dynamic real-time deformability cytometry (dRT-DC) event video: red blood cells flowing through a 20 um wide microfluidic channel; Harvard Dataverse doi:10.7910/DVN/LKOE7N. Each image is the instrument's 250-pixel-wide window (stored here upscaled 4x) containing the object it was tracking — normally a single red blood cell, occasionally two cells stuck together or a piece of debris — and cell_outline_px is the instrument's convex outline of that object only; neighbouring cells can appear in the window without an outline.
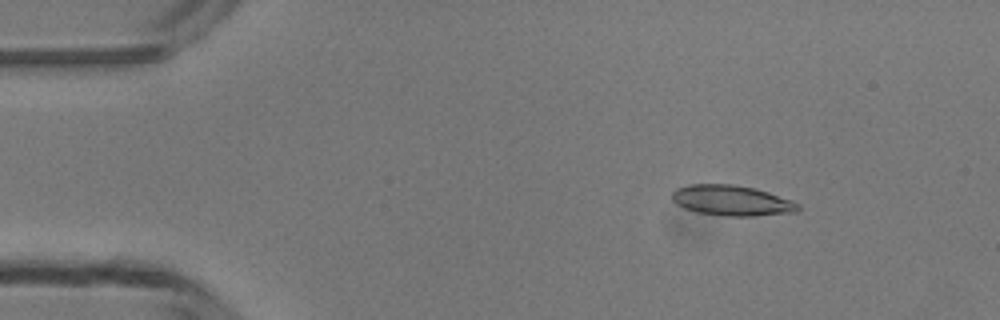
{"species": "common noctule bat (a hibernating species)", "species_latin": "Nyctalus noctula", "temperature_condition": "room temperature", "stored_images_in_passage": 49, "camera_frame_rate_fps": 3000, "um_per_image_px": 0.085, "animal": {"sex": "male", "body_mass_g": 13.3}, "frame": {"image": 1, "passage_image": 7, "time_ms": 2.0, "image_size_px": [1000, 320], "cell_outline_px": [[800, 208], [796, 212], [756, 216], [724, 216], [696, 212], [684, 208], [676, 204], [672, 200], [672, 192], [676, 188], [692, 184], [732, 184], [752, 188], [768, 192], [792, 200], [800, 204]], "centroid_in_image_um": [62.19, 17.05], "position_along_channel_um": 22.8, "area_um2": 22.43}}
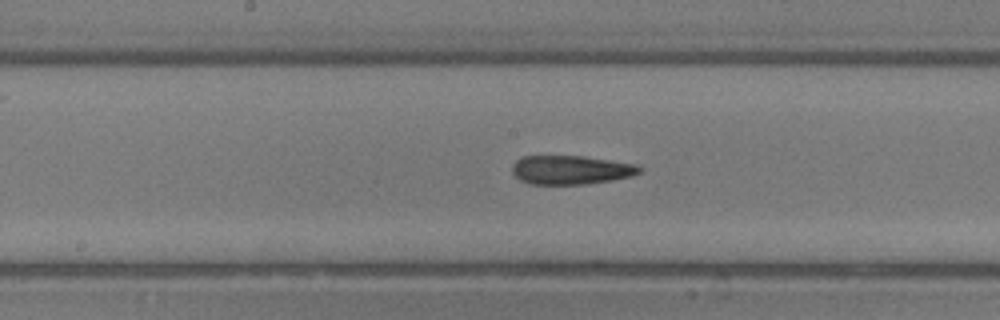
{"frame": {"image": 2, "passage_image": 25, "time_ms": 8.0, "image_size_px": [1000, 320], "cell_outline_px": [[644, 168], [640, 172], [632, 176], [612, 180], [584, 184], [528, 184], [520, 180], [512, 172], [512, 164], [516, 160], [524, 156], [584, 156], [640, 164]], "centroid_in_image_um": [48.57, 14.43], "position_along_channel_um": 199.6, "area_um2": 21.68}}
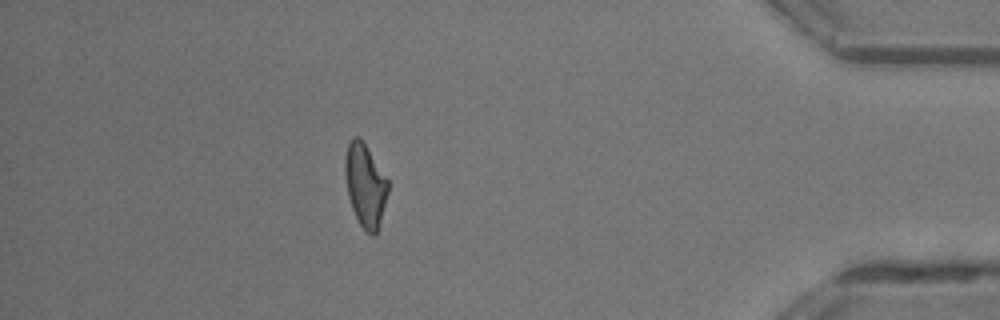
{"frame": {"image": 3, "passage_image": 43, "time_ms": 14.0, "image_size_px": [1000, 320], "cell_outline_px": [[388, 192], [380, 220], [376, 232], [372, 236], [364, 232], [352, 208], [348, 196], [344, 172], [344, 160], [348, 144], [352, 136], [360, 136], [388, 180]], "centroid_in_image_um": [31.02, 15.72], "position_along_channel_um": 404.2, "area_um2": 20.69}, "authors_computed_cell_mechanics": {"area_um2": 21.6172, "velocity_mm_per_s": 4.2266, "shape_relaxation_time_tau1_ms": null, "shape_relaxation_time_tau2_ms": 2.5614, "deformation_change_tau1": null, "deformation_change_tau2": 0.1285}}